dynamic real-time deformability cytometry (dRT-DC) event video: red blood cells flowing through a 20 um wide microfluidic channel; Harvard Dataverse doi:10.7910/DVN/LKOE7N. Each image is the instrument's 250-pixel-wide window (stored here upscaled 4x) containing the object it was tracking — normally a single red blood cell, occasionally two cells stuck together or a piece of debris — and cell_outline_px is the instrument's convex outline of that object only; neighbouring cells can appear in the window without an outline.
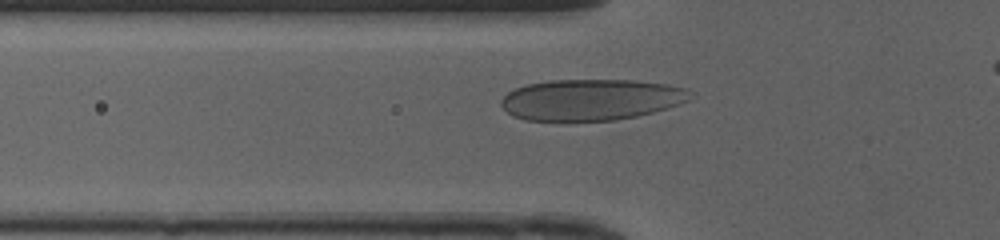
{"species": "human", "species_latin": "Homo sapiens", "temperature_condition": "cold", "stored_images_in_passage": 39, "camera_frame_rate_fps": 3000, "um_per_image_px": 0.085, "donor": {"sex": "female"}, "frame": {"image": 1, "passage_image": 11, "time_ms": 3.333, "image_size_px": [1000, 240], "cell_outline_px": [[692, 100], [668, 108], [636, 116], [616, 120], [524, 120], [512, 116], [500, 104], [500, 100], [508, 92], [516, 88], [528, 84], [552, 80], [636, 80], [668, 84], [688, 88], [692, 92]], "centroid_in_image_um": [50.3, 8.46], "position_along_channel_um": 75.5, "area_um2": 45.55}}
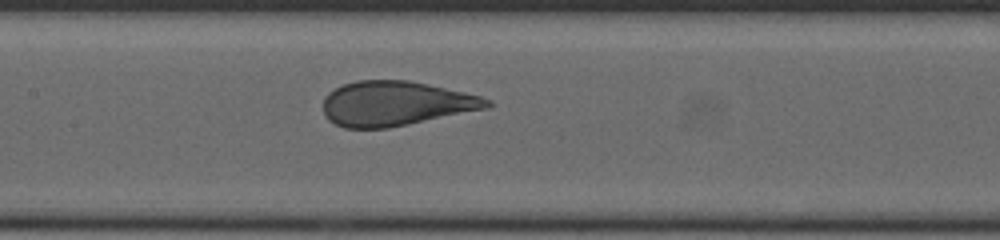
{"frame": {"image": 2, "passage_image": 18, "time_ms": 5.667, "image_size_px": [1000, 240], "cell_outline_px": [[492, 104], [488, 108], [388, 128], [344, 128], [328, 120], [324, 116], [324, 96], [328, 92], [344, 84], [356, 80], [408, 80], [428, 84], [464, 92], [480, 96], [492, 100]], "centroid_in_image_um": [33.61, 8.8], "position_along_channel_um": 173.8, "area_um2": 42.6}}
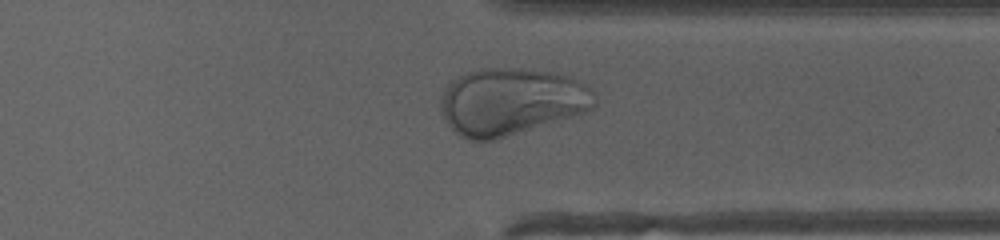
{"frame": {"image": 3, "passage_image": 32, "time_ms": 10.333, "image_size_px": [1000, 240], "cell_outline_px": [[596, 104], [584, 112], [572, 116], [492, 140], [468, 140], [460, 136], [448, 124], [440, 112], [440, 96], [444, 88], [456, 76], [480, 68], [512, 68], [552, 72], [572, 76], [588, 84], [596, 92]], "centroid_in_image_um": [43.44, 8.6], "position_along_channel_um": 368.0, "area_um2": 60.34}}